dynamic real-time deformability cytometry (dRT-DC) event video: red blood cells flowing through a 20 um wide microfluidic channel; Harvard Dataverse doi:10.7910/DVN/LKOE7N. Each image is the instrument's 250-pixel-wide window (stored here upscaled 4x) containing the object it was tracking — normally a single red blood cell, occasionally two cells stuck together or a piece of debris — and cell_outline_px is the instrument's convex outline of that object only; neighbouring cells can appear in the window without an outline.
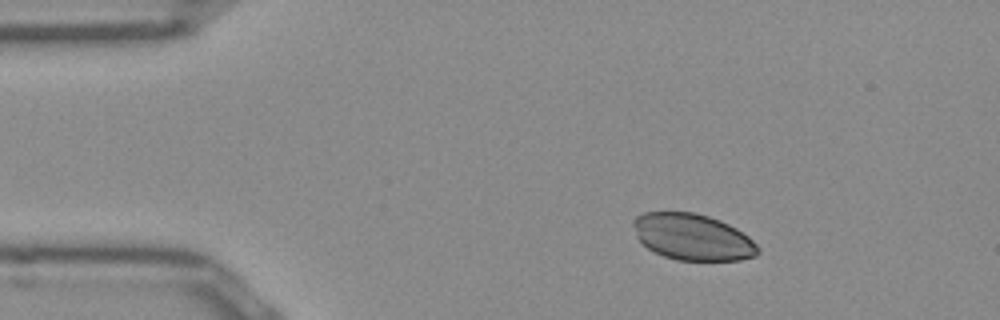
{"species": "Egyptian fruit bat (a non-hibernating species)", "species_latin": "Rousettus aegyptiacus", "temperature_condition": "room temperature", "stored_images_in_passage": 44, "camera_frame_rate_fps": 3000, "um_per_image_px": 0.085, "frame": {"image": 1, "passage_image": 1, "time_ms": 0.0, "image_size_px": [1000, 320], "cell_outline_px": [[760, 252], [756, 256], [740, 260], [676, 260], [664, 256], [648, 248], [636, 236], [632, 224], [632, 220], [636, 216], [644, 212], [692, 212], [708, 216], [720, 220], [736, 228], [748, 236], [760, 248]], "centroid_in_image_um": [58.88, 20.14], "position_along_channel_um": 26.1, "area_um2": 33.7}}
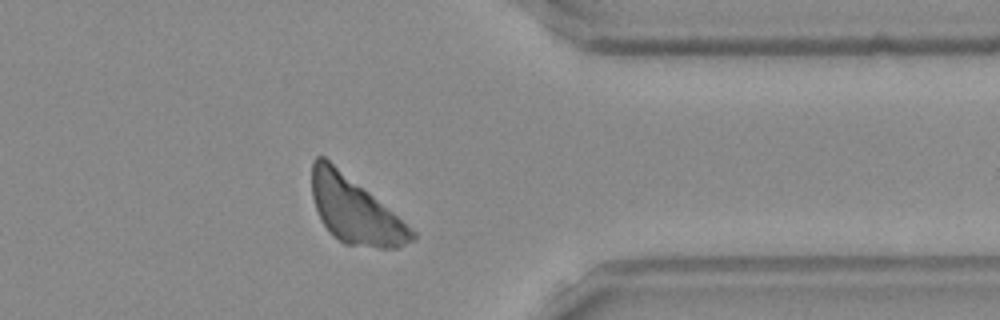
{"frame": {"image": 2, "passage_image": 34, "time_ms": 11.0, "image_size_px": [1000, 320], "cell_outline_px": [[416, 236], [412, 240], [396, 248], [380, 248], [344, 244], [320, 220], [312, 196], [312, 160], [316, 156], [324, 156], [368, 192], [416, 232]], "centroid_in_image_um": [30.13, 17.87], "position_along_channel_um": 381.3, "area_um2": 37.57}}
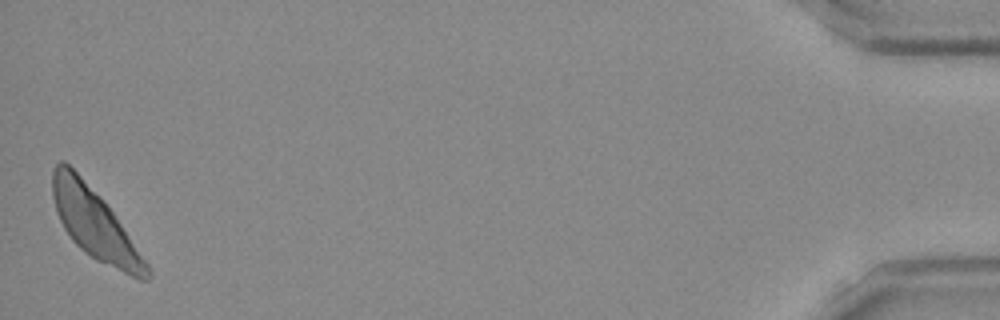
{"frame": {"image": 3, "passage_image": 44, "time_ms": 14.333, "image_size_px": [1000, 320], "cell_outline_px": [[152, 276], [148, 280], [140, 280], [96, 260], [84, 252], [72, 240], [64, 228], [56, 212], [52, 196], [52, 168], [60, 160], [64, 160], [80, 176], [112, 212], [152, 268]], "centroid_in_image_um": [8.05, 19.07], "position_along_channel_um": 427.1, "area_um2": 37.97}}